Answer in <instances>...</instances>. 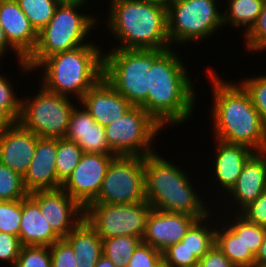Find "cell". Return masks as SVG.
Masks as SVG:
<instances>
[{
	"label": "cell",
	"instance_id": "obj_7",
	"mask_svg": "<svg viewBox=\"0 0 266 267\" xmlns=\"http://www.w3.org/2000/svg\"><path fill=\"white\" fill-rule=\"evenodd\" d=\"M164 49H119L103 52V77L133 106L148 113L149 71Z\"/></svg>",
	"mask_w": 266,
	"mask_h": 267
},
{
	"label": "cell",
	"instance_id": "obj_19",
	"mask_svg": "<svg viewBox=\"0 0 266 267\" xmlns=\"http://www.w3.org/2000/svg\"><path fill=\"white\" fill-rule=\"evenodd\" d=\"M266 190V151L255 152L246 162L236 184L225 196L227 210L229 202L236 206L232 213H239L248 204L256 200ZM230 195V196H229ZM229 196V197H228ZM234 199V200H233ZM236 204V205H235ZM238 208V209H236ZM237 210V211H236Z\"/></svg>",
	"mask_w": 266,
	"mask_h": 267
},
{
	"label": "cell",
	"instance_id": "obj_17",
	"mask_svg": "<svg viewBox=\"0 0 266 267\" xmlns=\"http://www.w3.org/2000/svg\"><path fill=\"white\" fill-rule=\"evenodd\" d=\"M56 153L57 138H38L32 161L23 177L25 189L29 194L62 187L56 172Z\"/></svg>",
	"mask_w": 266,
	"mask_h": 267
},
{
	"label": "cell",
	"instance_id": "obj_33",
	"mask_svg": "<svg viewBox=\"0 0 266 267\" xmlns=\"http://www.w3.org/2000/svg\"><path fill=\"white\" fill-rule=\"evenodd\" d=\"M239 83L248 92L254 108L258 111L261 121L266 127V75L244 77Z\"/></svg>",
	"mask_w": 266,
	"mask_h": 267
},
{
	"label": "cell",
	"instance_id": "obj_38",
	"mask_svg": "<svg viewBox=\"0 0 266 267\" xmlns=\"http://www.w3.org/2000/svg\"><path fill=\"white\" fill-rule=\"evenodd\" d=\"M0 74V106L4 108L17 122L21 115L22 99L17 97L10 80Z\"/></svg>",
	"mask_w": 266,
	"mask_h": 267
},
{
	"label": "cell",
	"instance_id": "obj_31",
	"mask_svg": "<svg viewBox=\"0 0 266 267\" xmlns=\"http://www.w3.org/2000/svg\"><path fill=\"white\" fill-rule=\"evenodd\" d=\"M20 9L29 19L30 24L38 33L54 16L57 0H16Z\"/></svg>",
	"mask_w": 266,
	"mask_h": 267
},
{
	"label": "cell",
	"instance_id": "obj_26",
	"mask_svg": "<svg viewBox=\"0 0 266 267\" xmlns=\"http://www.w3.org/2000/svg\"><path fill=\"white\" fill-rule=\"evenodd\" d=\"M263 4L264 0H228L225 5L228 8L223 12L224 26L245 28L242 35H246L257 21Z\"/></svg>",
	"mask_w": 266,
	"mask_h": 267
},
{
	"label": "cell",
	"instance_id": "obj_10",
	"mask_svg": "<svg viewBox=\"0 0 266 267\" xmlns=\"http://www.w3.org/2000/svg\"><path fill=\"white\" fill-rule=\"evenodd\" d=\"M163 128L141 106H133L105 126V132L109 148L116 155L145 157L154 153L152 143Z\"/></svg>",
	"mask_w": 266,
	"mask_h": 267
},
{
	"label": "cell",
	"instance_id": "obj_4",
	"mask_svg": "<svg viewBox=\"0 0 266 267\" xmlns=\"http://www.w3.org/2000/svg\"><path fill=\"white\" fill-rule=\"evenodd\" d=\"M145 196L153 209L185 213L198 219L209 215L212 208L193 187L188 173L159 154L144 157Z\"/></svg>",
	"mask_w": 266,
	"mask_h": 267
},
{
	"label": "cell",
	"instance_id": "obj_13",
	"mask_svg": "<svg viewBox=\"0 0 266 267\" xmlns=\"http://www.w3.org/2000/svg\"><path fill=\"white\" fill-rule=\"evenodd\" d=\"M116 156L84 152L61 188L85 208L98 196L108 166Z\"/></svg>",
	"mask_w": 266,
	"mask_h": 267
},
{
	"label": "cell",
	"instance_id": "obj_36",
	"mask_svg": "<svg viewBox=\"0 0 266 267\" xmlns=\"http://www.w3.org/2000/svg\"><path fill=\"white\" fill-rule=\"evenodd\" d=\"M244 41L243 43H246V49H248L250 53L266 51V0H264L257 21L250 31L244 35Z\"/></svg>",
	"mask_w": 266,
	"mask_h": 267
},
{
	"label": "cell",
	"instance_id": "obj_28",
	"mask_svg": "<svg viewBox=\"0 0 266 267\" xmlns=\"http://www.w3.org/2000/svg\"><path fill=\"white\" fill-rule=\"evenodd\" d=\"M143 240L134 236H117L102 239V255L116 267H127L137 246Z\"/></svg>",
	"mask_w": 266,
	"mask_h": 267
},
{
	"label": "cell",
	"instance_id": "obj_42",
	"mask_svg": "<svg viewBox=\"0 0 266 267\" xmlns=\"http://www.w3.org/2000/svg\"><path fill=\"white\" fill-rule=\"evenodd\" d=\"M239 214L251 223L266 227V190L243 208Z\"/></svg>",
	"mask_w": 266,
	"mask_h": 267
},
{
	"label": "cell",
	"instance_id": "obj_24",
	"mask_svg": "<svg viewBox=\"0 0 266 267\" xmlns=\"http://www.w3.org/2000/svg\"><path fill=\"white\" fill-rule=\"evenodd\" d=\"M73 248L77 267H95L102 256V239L84 218L65 238Z\"/></svg>",
	"mask_w": 266,
	"mask_h": 267
},
{
	"label": "cell",
	"instance_id": "obj_34",
	"mask_svg": "<svg viewBox=\"0 0 266 267\" xmlns=\"http://www.w3.org/2000/svg\"><path fill=\"white\" fill-rule=\"evenodd\" d=\"M22 199L0 200V232L19 236Z\"/></svg>",
	"mask_w": 266,
	"mask_h": 267
},
{
	"label": "cell",
	"instance_id": "obj_20",
	"mask_svg": "<svg viewBox=\"0 0 266 267\" xmlns=\"http://www.w3.org/2000/svg\"><path fill=\"white\" fill-rule=\"evenodd\" d=\"M0 25L10 45L26 60L36 47L38 33L16 0H0Z\"/></svg>",
	"mask_w": 266,
	"mask_h": 267
},
{
	"label": "cell",
	"instance_id": "obj_30",
	"mask_svg": "<svg viewBox=\"0 0 266 267\" xmlns=\"http://www.w3.org/2000/svg\"><path fill=\"white\" fill-rule=\"evenodd\" d=\"M83 151L76 142L57 138V153L55 159L58 181L63 184L79 164Z\"/></svg>",
	"mask_w": 266,
	"mask_h": 267
},
{
	"label": "cell",
	"instance_id": "obj_25",
	"mask_svg": "<svg viewBox=\"0 0 266 267\" xmlns=\"http://www.w3.org/2000/svg\"><path fill=\"white\" fill-rule=\"evenodd\" d=\"M218 223L219 225L217 226L216 221L214 222L216 226L215 230L216 247L236 267H254L255 255L249 248H246L245 244L243 243L242 237L237 236L227 225H225L224 219L223 222L220 221Z\"/></svg>",
	"mask_w": 266,
	"mask_h": 267
},
{
	"label": "cell",
	"instance_id": "obj_43",
	"mask_svg": "<svg viewBox=\"0 0 266 267\" xmlns=\"http://www.w3.org/2000/svg\"><path fill=\"white\" fill-rule=\"evenodd\" d=\"M199 267H236L214 244L199 260Z\"/></svg>",
	"mask_w": 266,
	"mask_h": 267
},
{
	"label": "cell",
	"instance_id": "obj_39",
	"mask_svg": "<svg viewBox=\"0 0 266 267\" xmlns=\"http://www.w3.org/2000/svg\"><path fill=\"white\" fill-rule=\"evenodd\" d=\"M162 260V252L142 241L133 252L127 267H157Z\"/></svg>",
	"mask_w": 266,
	"mask_h": 267
},
{
	"label": "cell",
	"instance_id": "obj_44",
	"mask_svg": "<svg viewBox=\"0 0 266 267\" xmlns=\"http://www.w3.org/2000/svg\"><path fill=\"white\" fill-rule=\"evenodd\" d=\"M8 49V50H7ZM12 52L14 51L15 55H17V60L19 65V69L20 72L26 73L27 75V71L30 73L32 70L30 69V67L27 65V63L25 62V59L10 45L9 41L7 40L5 33H4V29L3 27L0 25V59H2V57H5V54L8 53L6 51ZM1 61V60H0Z\"/></svg>",
	"mask_w": 266,
	"mask_h": 267
},
{
	"label": "cell",
	"instance_id": "obj_46",
	"mask_svg": "<svg viewBox=\"0 0 266 267\" xmlns=\"http://www.w3.org/2000/svg\"><path fill=\"white\" fill-rule=\"evenodd\" d=\"M266 266V235L260 246L258 253L255 255L254 267Z\"/></svg>",
	"mask_w": 266,
	"mask_h": 267
},
{
	"label": "cell",
	"instance_id": "obj_32",
	"mask_svg": "<svg viewBox=\"0 0 266 267\" xmlns=\"http://www.w3.org/2000/svg\"><path fill=\"white\" fill-rule=\"evenodd\" d=\"M28 195L23 177L0 163V200H19Z\"/></svg>",
	"mask_w": 266,
	"mask_h": 267
},
{
	"label": "cell",
	"instance_id": "obj_12",
	"mask_svg": "<svg viewBox=\"0 0 266 267\" xmlns=\"http://www.w3.org/2000/svg\"><path fill=\"white\" fill-rule=\"evenodd\" d=\"M145 200L144 157L117 155L91 203L134 204Z\"/></svg>",
	"mask_w": 266,
	"mask_h": 267
},
{
	"label": "cell",
	"instance_id": "obj_2",
	"mask_svg": "<svg viewBox=\"0 0 266 267\" xmlns=\"http://www.w3.org/2000/svg\"><path fill=\"white\" fill-rule=\"evenodd\" d=\"M173 50H165L149 71L148 113L165 128L187 122L196 105L194 81L186 63Z\"/></svg>",
	"mask_w": 266,
	"mask_h": 267
},
{
	"label": "cell",
	"instance_id": "obj_5",
	"mask_svg": "<svg viewBox=\"0 0 266 267\" xmlns=\"http://www.w3.org/2000/svg\"><path fill=\"white\" fill-rule=\"evenodd\" d=\"M43 68V69H42ZM43 70L41 87L75 99L83 95L103 77V51L95 43L57 53L42 60L33 71Z\"/></svg>",
	"mask_w": 266,
	"mask_h": 267
},
{
	"label": "cell",
	"instance_id": "obj_47",
	"mask_svg": "<svg viewBox=\"0 0 266 267\" xmlns=\"http://www.w3.org/2000/svg\"><path fill=\"white\" fill-rule=\"evenodd\" d=\"M95 267H116V266L109 259H107L105 256L102 255Z\"/></svg>",
	"mask_w": 266,
	"mask_h": 267
},
{
	"label": "cell",
	"instance_id": "obj_9",
	"mask_svg": "<svg viewBox=\"0 0 266 267\" xmlns=\"http://www.w3.org/2000/svg\"><path fill=\"white\" fill-rule=\"evenodd\" d=\"M19 123L36 136L42 138H64L69 127L73 108L70 97L52 93L45 88L33 96L21 98Z\"/></svg>",
	"mask_w": 266,
	"mask_h": 267
},
{
	"label": "cell",
	"instance_id": "obj_18",
	"mask_svg": "<svg viewBox=\"0 0 266 267\" xmlns=\"http://www.w3.org/2000/svg\"><path fill=\"white\" fill-rule=\"evenodd\" d=\"M38 138L16 122L0 133V163L24 177L35 153Z\"/></svg>",
	"mask_w": 266,
	"mask_h": 267
},
{
	"label": "cell",
	"instance_id": "obj_50",
	"mask_svg": "<svg viewBox=\"0 0 266 267\" xmlns=\"http://www.w3.org/2000/svg\"><path fill=\"white\" fill-rule=\"evenodd\" d=\"M157 267H172L171 265L166 264L163 260L159 263Z\"/></svg>",
	"mask_w": 266,
	"mask_h": 267
},
{
	"label": "cell",
	"instance_id": "obj_14",
	"mask_svg": "<svg viewBox=\"0 0 266 267\" xmlns=\"http://www.w3.org/2000/svg\"><path fill=\"white\" fill-rule=\"evenodd\" d=\"M29 196L60 238H65L84 219V208L62 188L35 191Z\"/></svg>",
	"mask_w": 266,
	"mask_h": 267
},
{
	"label": "cell",
	"instance_id": "obj_49",
	"mask_svg": "<svg viewBox=\"0 0 266 267\" xmlns=\"http://www.w3.org/2000/svg\"><path fill=\"white\" fill-rule=\"evenodd\" d=\"M151 1H154V2H158V3H161V4H164V5H169L173 0H151Z\"/></svg>",
	"mask_w": 266,
	"mask_h": 267
},
{
	"label": "cell",
	"instance_id": "obj_45",
	"mask_svg": "<svg viewBox=\"0 0 266 267\" xmlns=\"http://www.w3.org/2000/svg\"><path fill=\"white\" fill-rule=\"evenodd\" d=\"M17 121L0 106V133L12 127Z\"/></svg>",
	"mask_w": 266,
	"mask_h": 267
},
{
	"label": "cell",
	"instance_id": "obj_6",
	"mask_svg": "<svg viewBox=\"0 0 266 267\" xmlns=\"http://www.w3.org/2000/svg\"><path fill=\"white\" fill-rule=\"evenodd\" d=\"M85 4L88 3H59L49 23L38 32L36 47L25 60L32 71L42 60L51 55L90 43L85 40H88L91 29L99 22L96 21L95 16L81 12L80 9Z\"/></svg>",
	"mask_w": 266,
	"mask_h": 267
},
{
	"label": "cell",
	"instance_id": "obj_22",
	"mask_svg": "<svg viewBox=\"0 0 266 267\" xmlns=\"http://www.w3.org/2000/svg\"><path fill=\"white\" fill-rule=\"evenodd\" d=\"M77 104L80 106L71 112L65 138L76 142L86 153L115 154L109 148L105 127L98 124L81 103Z\"/></svg>",
	"mask_w": 266,
	"mask_h": 267
},
{
	"label": "cell",
	"instance_id": "obj_8",
	"mask_svg": "<svg viewBox=\"0 0 266 267\" xmlns=\"http://www.w3.org/2000/svg\"><path fill=\"white\" fill-rule=\"evenodd\" d=\"M219 0H173L167 5V30L171 46L208 39L224 27ZM219 9V10H218Z\"/></svg>",
	"mask_w": 266,
	"mask_h": 267
},
{
	"label": "cell",
	"instance_id": "obj_37",
	"mask_svg": "<svg viewBox=\"0 0 266 267\" xmlns=\"http://www.w3.org/2000/svg\"><path fill=\"white\" fill-rule=\"evenodd\" d=\"M163 261L172 267H195L199 259L180 241L162 252Z\"/></svg>",
	"mask_w": 266,
	"mask_h": 267
},
{
	"label": "cell",
	"instance_id": "obj_1",
	"mask_svg": "<svg viewBox=\"0 0 266 267\" xmlns=\"http://www.w3.org/2000/svg\"><path fill=\"white\" fill-rule=\"evenodd\" d=\"M207 71L213 93L210 111L214 139L243 144L255 152L266 151V127L248 92L240 83L224 81L212 68Z\"/></svg>",
	"mask_w": 266,
	"mask_h": 267
},
{
	"label": "cell",
	"instance_id": "obj_15",
	"mask_svg": "<svg viewBox=\"0 0 266 267\" xmlns=\"http://www.w3.org/2000/svg\"><path fill=\"white\" fill-rule=\"evenodd\" d=\"M198 218L185 213L151 209L147 216L143 242L160 252L180 242Z\"/></svg>",
	"mask_w": 266,
	"mask_h": 267
},
{
	"label": "cell",
	"instance_id": "obj_3",
	"mask_svg": "<svg viewBox=\"0 0 266 267\" xmlns=\"http://www.w3.org/2000/svg\"><path fill=\"white\" fill-rule=\"evenodd\" d=\"M105 27L115 36L119 49H170L167 7L151 0H107ZM111 3V4H110Z\"/></svg>",
	"mask_w": 266,
	"mask_h": 267
},
{
	"label": "cell",
	"instance_id": "obj_21",
	"mask_svg": "<svg viewBox=\"0 0 266 267\" xmlns=\"http://www.w3.org/2000/svg\"><path fill=\"white\" fill-rule=\"evenodd\" d=\"M214 143L217 146L216 153H214L216 157L214 156V161H212V164L214 163L213 179L218 182L215 184L224 189L222 193L227 194L236 184L244 165L255 151L243 144L229 143L219 139L214 140Z\"/></svg>",
	"mask_w": 266,
	"mask_h": 267
},
{
	"label": "cell",
	"instance_id": "obj_23",
	"mask_svg": "<svg viewBox=\"0 0 266 267\" xmlns=\"http://www.w3.org/2000/svg\"><path fill=\"white\" fill-rule=\"evenodd\" d=\"M19 239L22 246H51L61 239L29 195L22 199Z\"/></svg>",
	"mask_w": 266,
	"mask_h": 267
},
{
	"label": "cell",
	"instance_id": "obj_29",
	"mask_svg": "<svg viewBox=\"0 0 266 267\" xmlns=\"http://www.w3.org/2000/svg\"><path fill=\"white\" fill-rule=\"evenodd\" d=\"M232 215V217H231ZM228 216L230 219L228 220ZM233 216L235 218H233ZM226 225L237 235L241 236L246 248H249L254 255H256L260 249L261 244L266 235V227L258 226L257 224L247 221L239 213L227 214L224 216ZM230 224V225H229Z\"/></svg>",
	"mask_w": 266,
	"mask_h": 267
},
{
	"label": "cell",
	"instance_id": "obj_27",
	"mask_svg": "<svg viewBox=\"0 0 266 267\" xmlns=\"http://www.w3.org/2000/svg\"><path fill=\"white\" fill-rule=\"evenodd\" d=\"M212 211L204 218L197 219L188 229L182 242L200 260L215 244L216 227H211ZM209 218V219H208ZM209 220V221H208ZM210 222V223H207ZM209 226V227H208ZM211 227V228H210Z\"/></svg>",
	"mask_w": 266,
	"mask_h": 267
},
{
	"label": "cell",
	"instance_id": "obj_41",
	"mask_svg": "<svg viewBox=\"0 0 266 267\" xmlns=\"http://www.w3.org/2000/svg\"><path fill=\"white\" fill-rule=\"evenodd\" d=\"M19 236L0 232V261H5L15 266L21 250Z\"/></svg>",
	"mask_w": 266,
	"mask_h": 267
},
{
	"label": "cell",
	"instance_id": "obj_48",
	"mask_svg": "<svg viewBox=\"0 0 266 267\" xmlns=\"http://www.w3.org/2000/svg\"><path fill=\"white\" fill-rule=\"evenodd\" d=\"M59 3L87 2L88 0H57Z\"/></svg>",
	"mask_w": 266,
	"mask_h": 267
},
{
	"label": "cell",
	"instance_id": "obj_35",
	"mask_svg": "<svg viewBox=\"0 0 266 267\" xmlns=\"http://www.w3.org/2000/svg\"><path fill=\"white\" fill-rule=\"evenodd\" d=\"M14 267H51L49 246H22Z\"/></svg>",
	"mask_w": 266,
	"mask_h": 267
},
{
	"label": "cell",
	"instance_id": "obj_16",
	"mask_svg": "<svg viewBox=\"0 0 266 267\" xmlns=\"http://www.w3.org/2000/svg\"><path fill=\"white\" fill-rule=\"evenodd\" d=\"M79 103L104 127L124 116L133 107L104 77L83 95Z\"/></svg>",
	"mask_w": 266,
	"mask_h": 267
},
{
	"label": "cell",
	"instance_id": "obj_40",
	"mask_svg": "<svg viewBox=\"0 0 266 267\" xmlns=\"http://www.w3.org/2000/svg\"><path fill=\"white\" fill-rule=\"evenodd\" d=\"M49 248L51 267H77L73 248L64 238L56 241Z\"/></svg>",
	"mask_w": 266,
	"mask_h": 267
},
{
	"label": "cell",
	"instance_id": "obj_11",
	"mask_svg": "<svg viewBox=\"0 0 266 267\" xmlns=\"http://www.w3.org/2000/svg\"><path fill=\"white\" fill-rule=\"evenodd\" d=\"M152 207L147 200L134 204L89 203L84 218L101 239L117 236L143 238Z\"/></svg>",
	"mask_w": 266,
	"mask_h": 267
}]
</instances>
